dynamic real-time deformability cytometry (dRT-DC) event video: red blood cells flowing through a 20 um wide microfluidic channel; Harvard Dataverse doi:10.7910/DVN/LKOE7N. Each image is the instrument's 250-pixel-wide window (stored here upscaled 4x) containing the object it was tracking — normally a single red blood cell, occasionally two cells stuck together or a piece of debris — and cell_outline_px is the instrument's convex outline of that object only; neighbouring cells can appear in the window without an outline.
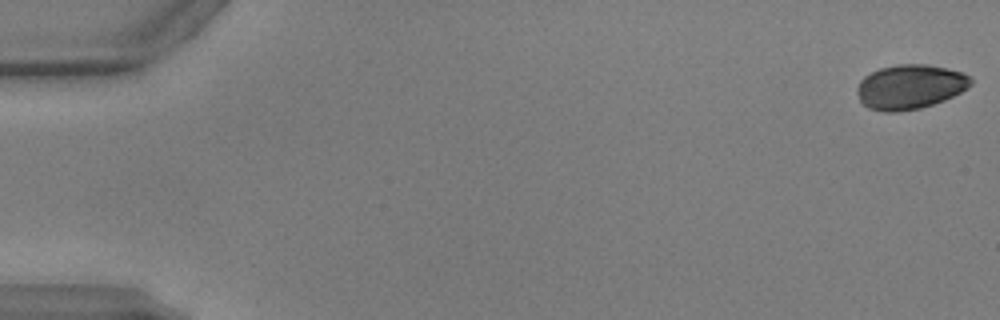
{"species": "common noctule bat (a hibernating species)", "species_latin": "Nyctalus noctula", "temperature_condition": "warm", "stored_images_in_passage": 52, "camera_frame_rate_fps": 3000, "um_per_image_px": 0.085, "animal": {"sex": "male", "body_mass_g": 17.9, "forearm_length_mm": 54.2}, "frame": {"image": 1, "passage_image": 1, "time_ms": 0.0, "image_size_px": [1000, 320], "cell_outline_px": [[972, 84], [968, 88], [944, 100], [920, 108], [896, 112], [884, 112], [868, 108], [860, 100], [856, 92], [856, 88], [860, 80], [864, 76], [880, 68], [896, 64], [928, 64], [960, 72], [972, 76]], "centroid_in_image_um": [77.33, 7.38], "position_along_channel_um": 7.7, "area_um2": 29.54}}
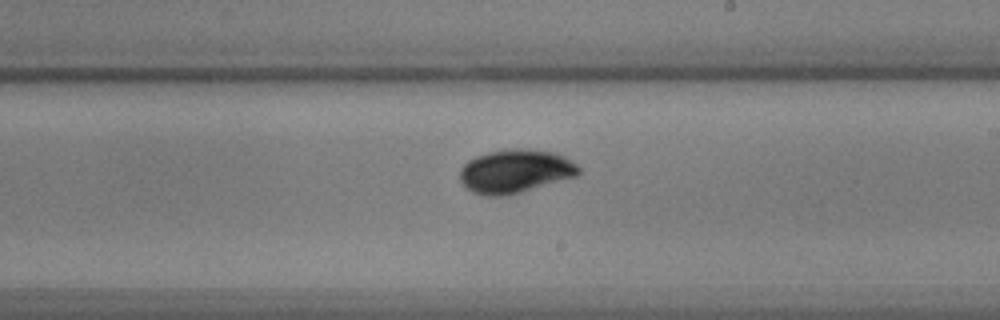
{"frame": {"image": 2, "passage_image": 31, "time_ms": 10.0, "image_size_px": [1000, 320], "cell_outline_px": [[580, 172], [576, 176], [520, 192], [500, 196], [484, 196], [472, 192], [460, 180], [460, 168], [468, 160], [476, 156], [488, 152], [516, 148], [520, 148], [556, 152], [564, 156], [576, 164], [580, 168]], "centroid_in_image_um": [43.79, 14.54], "position_along_channel_um": 245.2, "area_um2": 29.94}}
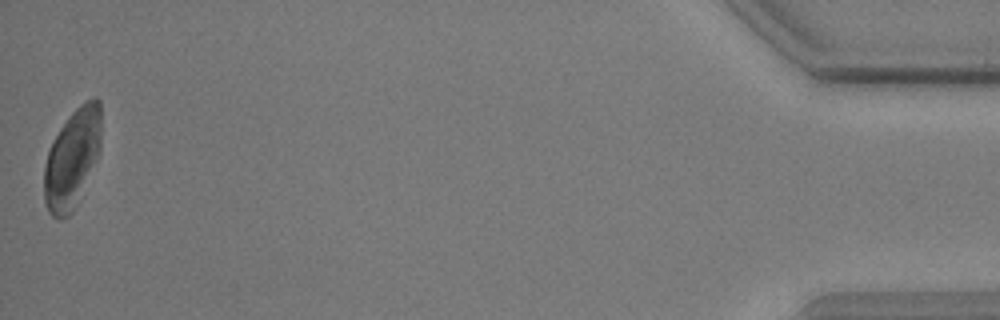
{"frame": {"image": 3, "passage_image": 52, "time_ms": 17.0, "image_size_px": [1000, 320], "cell_outline_px": [[100, 152], [76, 208], [68, 216], [60, 220], [52, 216], [48, 212], [44, 204], [44, 168], [48, 152], [52, 140], [60, 128], [72, 112], [84, 100], [92, 96], [96, 96], [100, 100]], "centroid_in_image_um": [6.14, 13.5], "position_along_channel_um": 429.1, "area_um2": 33.41}}